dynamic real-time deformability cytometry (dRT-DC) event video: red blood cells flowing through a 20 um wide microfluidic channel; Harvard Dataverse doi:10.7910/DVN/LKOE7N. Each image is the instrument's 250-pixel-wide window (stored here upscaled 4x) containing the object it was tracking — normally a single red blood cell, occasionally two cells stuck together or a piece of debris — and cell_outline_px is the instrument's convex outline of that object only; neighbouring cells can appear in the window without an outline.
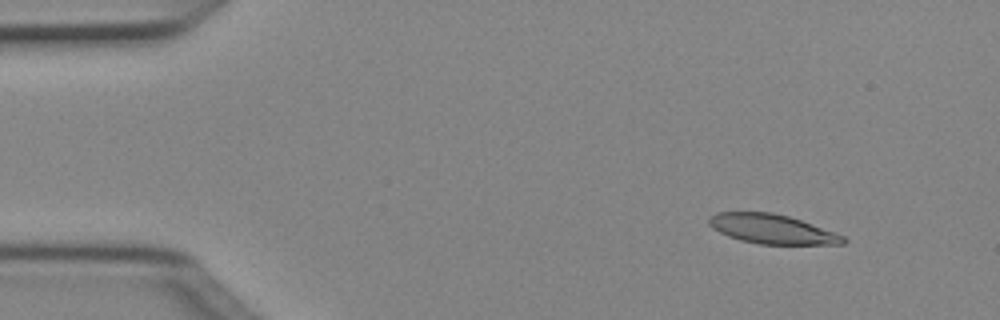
{"species": "Egyptian fruit bat (a non-hibernating species)", "species_latin": "Rousettus aegyptiacus", "temperature_condition": "cold", "stored_images_in_passage": 4, "segment_of_instrument_passage": [2, 2], "camera_frame_rate_fps": 3000, "um_per_image_px": 0.085, "animal": {"sex": "female"}, "frame": {"image": 1, "passage_image": 4, "time_ms": 1.0, "image_size_px": [1000, 320], "cell_outline_px": [[848, 240], [844, 244], [760, 244], [740, 240], [728, 236], [712, 228], [708, 224], [708, 216], [716, 212], [772, 212], [788, 216], [800, 220], [844, 236]], "centroid_in_image_um": [65.57, 19.46], "position_along_channel_um": 19.4, "area_um2": 22.89}}